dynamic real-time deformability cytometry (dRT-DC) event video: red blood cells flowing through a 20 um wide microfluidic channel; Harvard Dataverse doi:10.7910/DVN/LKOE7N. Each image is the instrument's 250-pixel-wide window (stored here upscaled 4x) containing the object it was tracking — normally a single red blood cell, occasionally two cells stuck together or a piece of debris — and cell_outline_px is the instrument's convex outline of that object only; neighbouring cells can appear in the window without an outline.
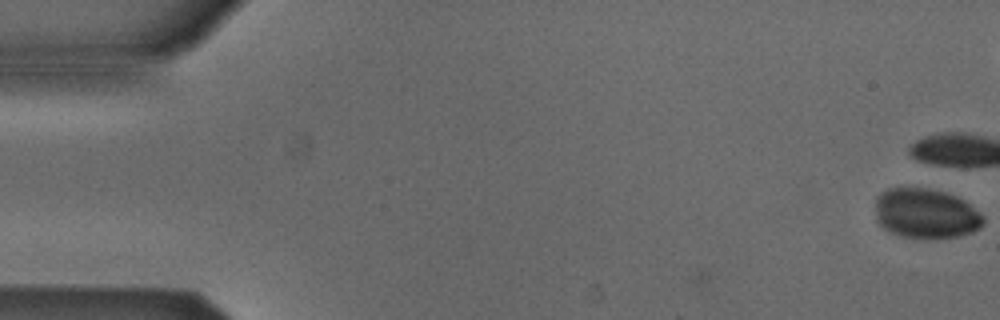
{"species": "Egyptian fruit bat (a non-hibernating species)", "species_latin": "Rousettus aegyptiacus", "temperature_condition": "cold", "stored_images_in_passage": 17, "camera_frame_rate_fps": 3000, "um_per_image_px": 0.085, "animal": {"sex": "male"}, "frame": {"image": 1, "passage_image": 1, "time_ms": 0.0, "image_size_px": [1000, 320], "cell_outline_px": [[984, 224], [980, 228], [972, 232], [956, 236], [904, 236], [892, 232], [884, 228], [876, 220], [876, 196], [880, 192], [888, 188], [928, 188], [944, 192], [956, 196], [964, 200], [980, 212], [984, 216]], "centroid_in_image_um": [78.7, 18.1], "position_along_channel_um": 6.3, "area_um2": 30.92}}